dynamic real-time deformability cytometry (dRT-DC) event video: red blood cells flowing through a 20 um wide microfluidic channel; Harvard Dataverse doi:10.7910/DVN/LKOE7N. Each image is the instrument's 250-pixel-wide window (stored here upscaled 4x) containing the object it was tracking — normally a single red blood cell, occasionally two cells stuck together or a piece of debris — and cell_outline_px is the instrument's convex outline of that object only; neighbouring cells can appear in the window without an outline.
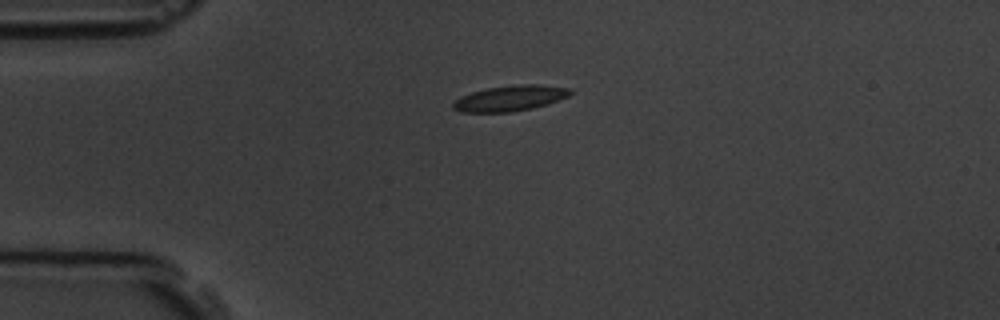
{"species": "common noctule bat (a hibernating species)", "species_latin": "Nyctalus noctula", "temperature_condition": "room temperature", "stored_images_in_passage": 3, "camera_frame_rate_fps": 3000, "um_per_image_px": 0.085, "animal": {"sex": "male", "body_mass_g": 19.5, "forearm_length_mm": 54.6}, "frame": {"image": 1, "passage_image": 1, "time_ms": 0.0, "image_size_px": [1000, 320], "cell_outline_px": [[572, 92], [568, 96], [548, 104], [532, 108], [512, 112], [460, 112], [452, 108], [452, 104], [460, 96], [472, 92], [488, 88], [520, 84], [540, 84], [572, 88]], "centroid_in_image_um": [43.37, 8.35], "position_along_channel_um": 41.6, "area_um2": 17.51}}
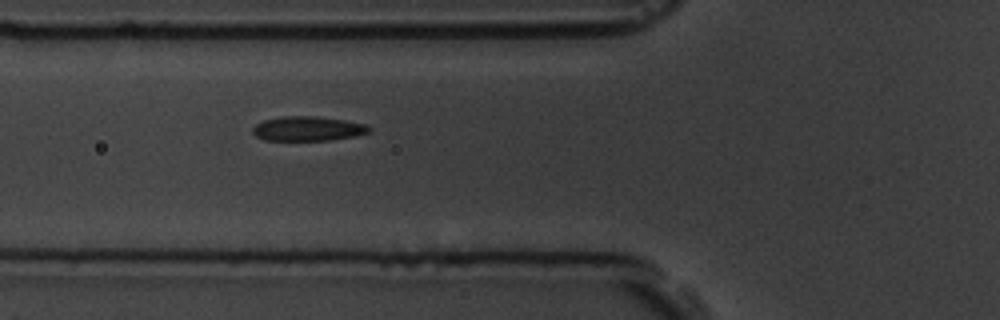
{"frame": {"image": 2, "passage_image": 3, "time_ms": 2.333, "image_size_px": [1000, 320], "cell_outline_px": [[372, 132], [356, 136], [328, 140], [264, 140], [256, 136], [252, 132], [252, 128], [256, 124], [264, 120], [284, 116], [316, 116], [344, 120], [364, 124], [372, 128]], "centroid_in_image_um": [26.18, 10.94], "position_along_channel_um": 99.6, "area_um2": 16.65}}